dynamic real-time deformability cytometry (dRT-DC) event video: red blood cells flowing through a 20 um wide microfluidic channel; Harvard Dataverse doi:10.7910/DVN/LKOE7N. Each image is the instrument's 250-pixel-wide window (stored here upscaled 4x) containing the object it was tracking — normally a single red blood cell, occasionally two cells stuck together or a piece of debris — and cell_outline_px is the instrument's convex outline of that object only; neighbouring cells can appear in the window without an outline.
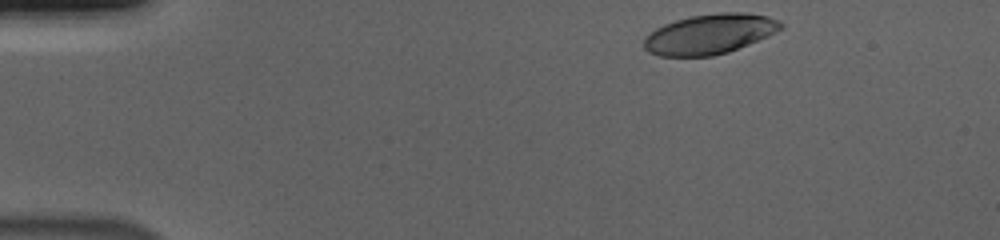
{"species": "human", "species_latin": "Homo sapiens", "temperature_condition": "cold", "stored_images_in_passage": 42, "camera_frame_rate_fps": 3000, "um_per_image_px": 0.085, "donor": {"sex": "male"}, "frame": {"image": 1, "passage_image": 1, "time_ms": 0.0, "image_size_px": [1000, 240], "cell_outline_px": [[784, 28], [748, 44], [728, 52], [712, 56], [660, 56], [648, 52], [644, 48], [644, 36], [656, 28], [664, 24], [676, 20], [692, 16], [720, 12], [748, 12], [768, 16], [784, 24]], "centroid_in_image_um": [60.31, 2.89], "position_along_channel_um": 24.7, "area_um2": 31.85}}
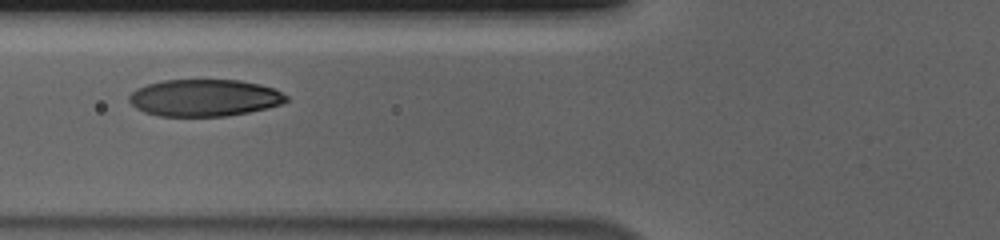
{"frame": {"image": 2, "passage_image": 15, "time_ms": 4.667, "image_size_px": [1000, 240], "cell_outline_px": [[288, 100], [284, 104], [268, 108], [228, 116], [160, 116], [144, 112], [136, 108], [128, 100], [128, 96], [136, 88], [148, 84], [164, 80], [240, 80], [260, 84], [276, 88], [288, 96]], "centroid_in_image_um": [17.41, 8.31], "position_along_channel_um": 108.4, "area_um2": 34.16}}
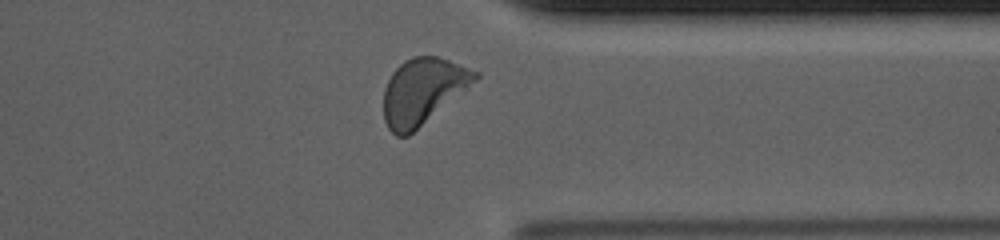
{"frame": {"image": 3, "passage_image": 37, "time_ms": 12.0, "image_size_px": [1000, 240], "cell_outline_px": [[480, 76], [476, 80], [408, 136], [396, 136], [388, 128], [384, 120], [384, 88], [392, 72], [404, 60], [412, 56], [436, 56], [448, 60], [480, 72]], "centroid_in_image_um": [35.9, 7.73], "position_along_channel_um": 375.5, "area_um2": 34.62}, "authors_computed_cell_mechanics": {"area_um2": 33.7552, "velocity_mm_per_s": 3.676, "shape_relaxation_time_tau1_ms": 2.8984, "shape_relaxation_time_tau2_ms": 0.9339, "deformation_change_tau1": 0.1494, "deformation_change_tau2": 0.0505}}